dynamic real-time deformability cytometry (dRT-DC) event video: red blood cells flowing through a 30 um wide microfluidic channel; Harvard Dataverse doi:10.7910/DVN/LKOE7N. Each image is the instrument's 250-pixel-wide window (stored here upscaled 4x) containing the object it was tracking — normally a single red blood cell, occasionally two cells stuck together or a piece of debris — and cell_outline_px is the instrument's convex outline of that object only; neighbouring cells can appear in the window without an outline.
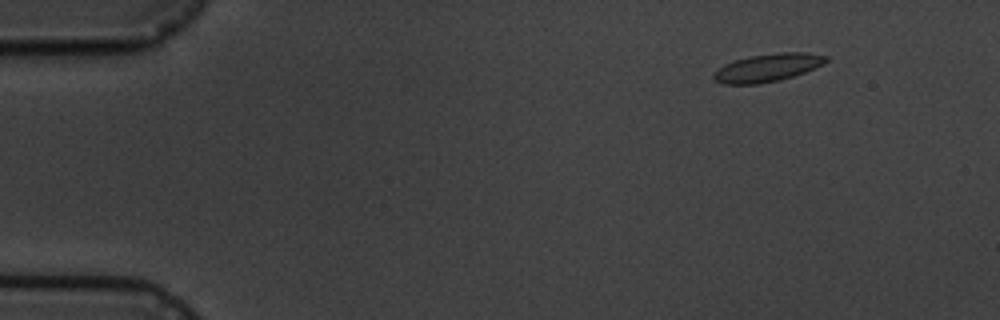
{"species": "common noctule bat (a hibernating species)", "species_latin": "Nyctalus noctula", "temperature_condition": "cold", "stored_images_in_passage": 4, "camera_frame_rate_fps": 3000, "um_per_image_px": 0.085, "animal": {"sex": "male", "body_mass_g": 19.5, "forearm_length_mm": 54.6}, "frame": {"image": 1, "passage_image": 2, "time_ms": 1.0, "image_size_px": [1000, 320], "cell_outline_px": [[828, 60], [824, 64], [804, 72], [780, 80], [756, 84], [724, 84], [716, 80], [712, 76], [724, 64], [736, 60], [752, 56], [780, 52], [808, 52], [828, 56]], "centroid_in_image_um": [65.29, 5.74], "position_along_channel_um": 19.7, "area_um2": 18.03}}